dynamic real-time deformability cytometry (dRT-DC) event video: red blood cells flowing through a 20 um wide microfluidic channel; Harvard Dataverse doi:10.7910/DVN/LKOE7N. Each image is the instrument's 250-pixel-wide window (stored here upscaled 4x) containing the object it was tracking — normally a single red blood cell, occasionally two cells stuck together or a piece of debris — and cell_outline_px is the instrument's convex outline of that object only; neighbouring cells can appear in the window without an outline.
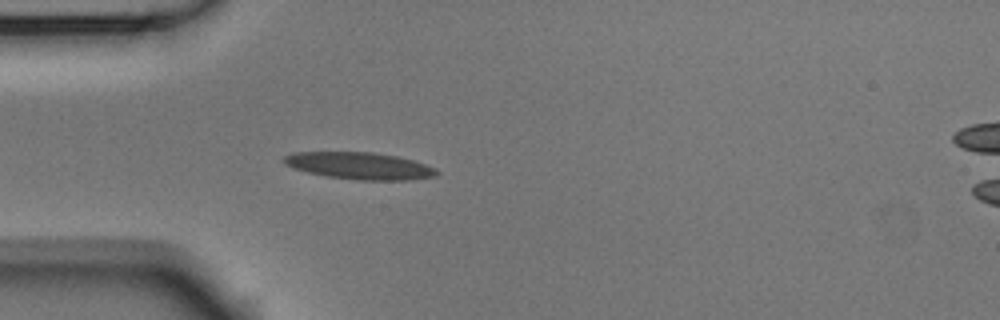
{"species": "Egyptian fruit bat (a non-hibernating species)", "species_latin": "Rousettus aegyptiacus", "temperature_condition": "room temperature", "stored_images_in_passage": 5, "camera_frame_rate_fps": 3000, "um_per_image_px": 0.085, "animal": {"sex": "male"}, "frame": {"image": 1, "passage_image": 5, "time_ms": 1.333, "image_size_px": [1000, 320], "cell_outline_px": [[440, 172], [436, 176], [412, 180], [356, 180], [328, 176], [308, 172], [292, 168], [284, 164], [284, 156], [296, 152], [372, 152], [396, 156], [412, 160], [436, 168]], "centroid_in_image_um": [30.59, 14.1], "position_along_channel_um": 54.4, "area_um2": 23.99}}